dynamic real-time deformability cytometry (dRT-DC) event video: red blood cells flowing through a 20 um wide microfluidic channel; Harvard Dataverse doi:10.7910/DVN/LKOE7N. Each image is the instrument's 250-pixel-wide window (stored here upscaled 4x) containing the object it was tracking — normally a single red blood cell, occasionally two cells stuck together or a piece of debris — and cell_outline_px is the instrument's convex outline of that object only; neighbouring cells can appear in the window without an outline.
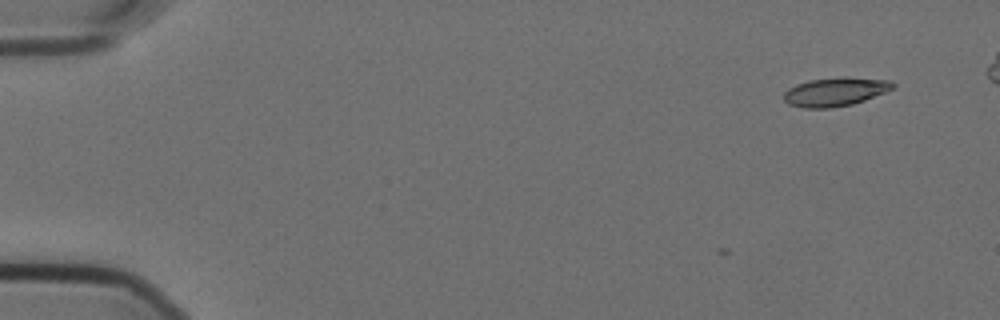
{"species": "Egyptian fruit bat (a non-hibernating species)", "species_latin": "Rousettus aegyptiacus", "temperature_condition": "cold", "stored_images_in_passage": 7, "camera_frame_rate_fps": 3000, "um_per_image_px": 0.085, "animal": {"sex": "female"}, "frame": {"image": 1, "passage_image": 7, "time_ms": 2.0, "image_size_px": [1000, 320], "cell_outline_px": [[896, 84], [892, 88], [884, 92], [864, 100], [852, 104], [828, 108], [804, 108], [788, 104], [784, 100], [784, 92], [788, 88], [796, 84], [808, 80], [844, 76], [888, 80]], "centroid_in_image_um": [70.95, 7.79], "position_along_channel_um": 14.0, "area_um2": 18.21}}